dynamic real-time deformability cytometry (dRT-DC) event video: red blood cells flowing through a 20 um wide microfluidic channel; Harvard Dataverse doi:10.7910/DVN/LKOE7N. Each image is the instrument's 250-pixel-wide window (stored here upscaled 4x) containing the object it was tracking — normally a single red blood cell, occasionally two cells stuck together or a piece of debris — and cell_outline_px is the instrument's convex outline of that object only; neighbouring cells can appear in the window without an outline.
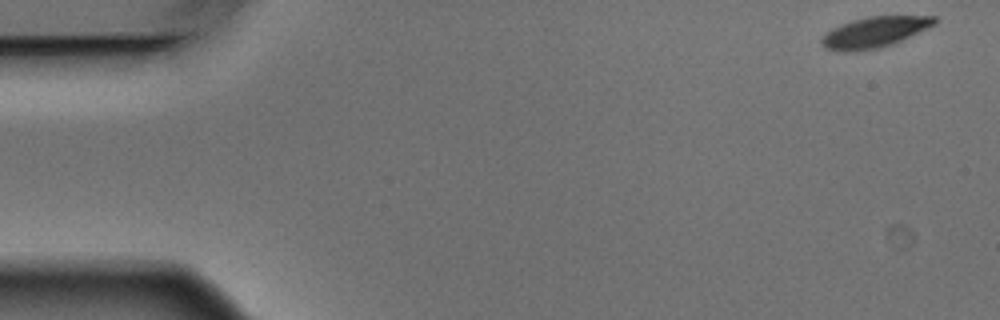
{"species": "Egyptian fruit bat (a non-hibernating species)", "species_latin": "Rousettus aegyptiacus", "temperature_condition": "warm", "stored_images_in_passage": 6, "camera_frame_rate_fps": 3000, "um_per_image_px": 0.085, "animal": {"sex": "male"}, "frame": {"image": 1, "passage_image": 1, "time_ms": 0.0, "image_size_px": [1000, 320], "cell_outline_px": [[936, 24], [892, 44], [880, 48], [856, 52], [840, 52], [824, 48], [820, 44], [820, 40], [832, 28], [840, 24], [852, 20], [868, 16], [936, 16]], "centroid_in_image_um": [74.28, 2.75], "position_along_channel_um": 10.7, "area_um2": 20.29}}
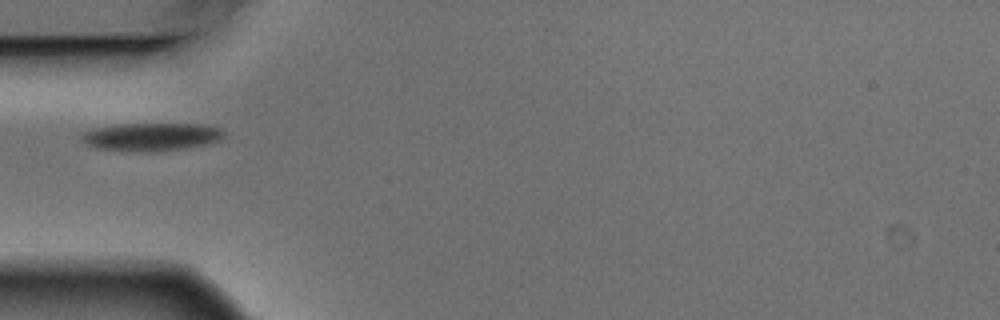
{"frame": {"image": 2, "passage_image": 5, "time_ms": 1.333, "image_size_px": [1000, 320], "cell_outline_px": [[224, 136], [220, 140], [208, 144], [184, 148], [148, 152], [144, 152], [96, 148], [84, 144], [80, 140], [80, 136], [84, 132], [96, 128], [116, 124], [208, 124], [220, 128], [224, 132]], "centroid_in_image_um": [12.86, 11.62], "position_along_channel_um": 72.1, "area_um2": 23.35}}
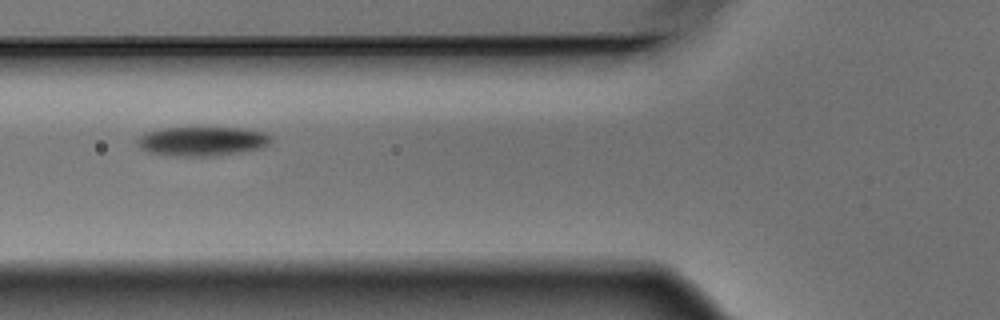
{"frame": {"image": 3, "passage_image": 6, "time_ms": 1.667, "image_size_px": [1000, 320], "cell_outline_px": [[272, 140], [264, 148], [240, 152], [208, 156], [176, 156], [152, 152], [140, 148], [136, 144], [136, 140], [144, 132], [164, 128], [244, 128], [264, 132], [272, 136]], "centroid_in_image_um": [17.21, 12.0], "position_along_channel_um": 108.6, "area_um2": 22.77}}